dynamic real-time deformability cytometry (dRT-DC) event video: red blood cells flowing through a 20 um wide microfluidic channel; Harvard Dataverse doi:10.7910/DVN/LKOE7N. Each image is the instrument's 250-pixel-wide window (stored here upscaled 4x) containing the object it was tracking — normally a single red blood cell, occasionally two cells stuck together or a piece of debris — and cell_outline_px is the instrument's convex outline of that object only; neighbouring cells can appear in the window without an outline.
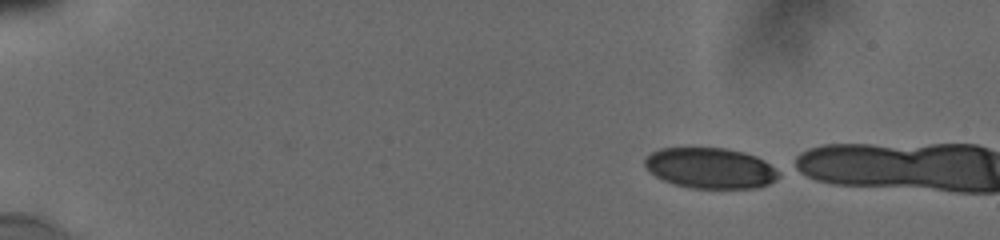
{"species": "human", "species_latin": "Homo sapiens", "temperature_condition": "cold", "stored_images_in_passage": 3, "camera_frame_rate_fps": 3000, "um_per_image_px": 0.085, "donor": {"sex": "male"}, "frame": {"image": 1, "passage_image": 1, "time_ms": 0.0, "image_size_px": [1000, 240], "cell_outline_px": [[780, 176], [776, 180], [768, 184], [756, 188], [692, 188], [676, 184], [664, 180], [656, 176], [644, 164], [644, 160], [652, 152], [660, 148], [724, 148], [744, 152], [756, 156], [764, 160], [780, 172]], "centroid_in_image_um": [60.42, 14.29], "position_along_channel_um": 24.6, "area_um2": 31.56}}